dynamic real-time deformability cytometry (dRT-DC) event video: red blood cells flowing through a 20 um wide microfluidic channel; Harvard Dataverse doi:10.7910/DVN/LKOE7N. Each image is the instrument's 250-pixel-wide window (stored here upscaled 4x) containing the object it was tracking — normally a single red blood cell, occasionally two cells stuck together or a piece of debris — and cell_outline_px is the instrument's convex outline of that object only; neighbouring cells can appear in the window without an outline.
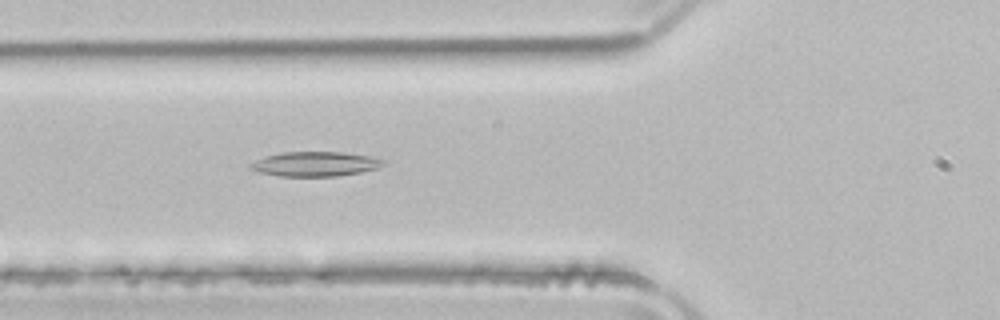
{"species": "common noctule bat (a hibernating species)", "species_latin": "Nyctalus noctula", "temperature_condition": "room temperature", "stored_images_in_passage": 40, "camera_frame_rate_fps": 3000, "um_per_image_px": 0.085, "animal": {"sex": "male", "body_mass_g": 21.5, "forearm_length_mm": 52.0}, "frame": {"image": 1, "passage_image": 9, "time_ms": 2.667, "image_size_px": [1000, 320], "cell_outline_px": [[384, 164], [376, 168], [360, 172], [336, 176], [280, 176], [260, 172], [252, 168], [248, 164], [256, 160], [268, 156], [284, 152], [340, 152], [368, 156], [384, 160]], "centroid_in_image_um": [26.79, 13.94], "position_along_channel_um": 99.0, "area_um2": 18.61}}
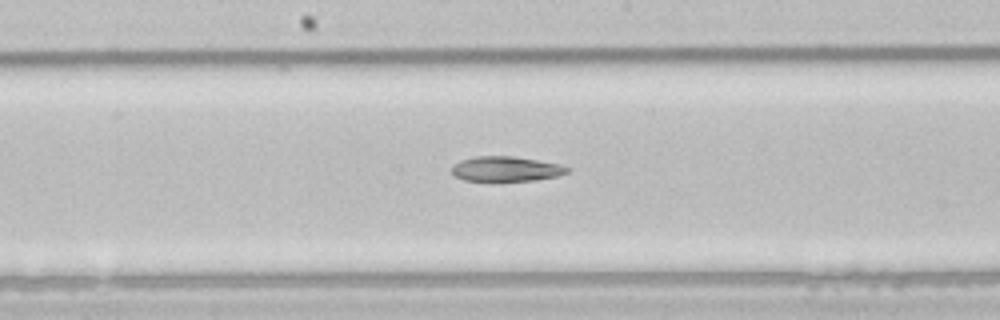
{"frame": {"image": 2, "passage_image": 17, "time_ms": 5.333, "image_size_px": [1000, 320], "cell_outline_px": [[572, 168], [568, 172], [556, 176], [536, 180], [464, 180], [456, 176], [452, 172], [452, 164], [460, 160], [476, 156], [512, 156], [536, 160], [556, 164]], "centroid_in_image_um": [42.98, 14.34], "position_along_channel_um": 205.2, "area_um2": 16.47}}
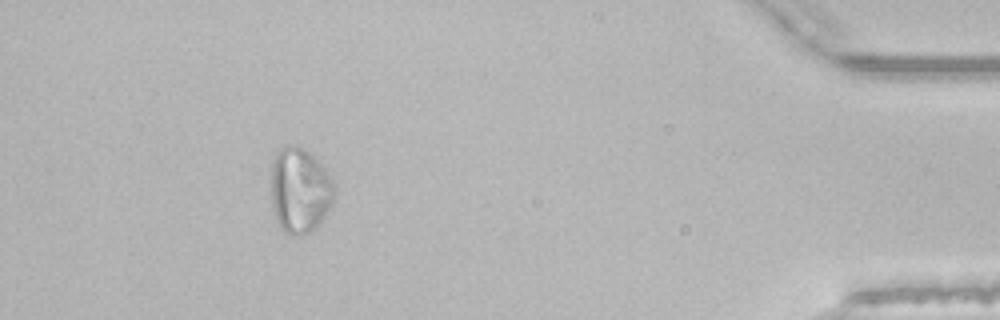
{"frame": {"image": 3, "passage_image": 37, "time_ms": 12.0, "image_size_px": [1000, 320], "cell_outline_px": [[336, 192], [332, 204], [320, 220], [304, 236], [296, 236], [284, 232], [280, 228], [276, 220], [272, 204], [272, 164], [280, 148], [288, 144], [292, 144], [308, 152], [332, 176], [336, 184]], "centroid_in_image_um": [25.5, 16.19], "position_along_channel_um": 409.7, "area_um2": 31.27}, "authors_computed_cell_mechanics": {"area_um2": 19.1607, "velocity_mm_per_s": 3.9622, "shape_relaxation_time_tau1_ms": 10.5891, "shape_relaxation_time_tau2_ms": null, "deformation_change_tau1": 0.1941, "deformation_change_tau2": null}}